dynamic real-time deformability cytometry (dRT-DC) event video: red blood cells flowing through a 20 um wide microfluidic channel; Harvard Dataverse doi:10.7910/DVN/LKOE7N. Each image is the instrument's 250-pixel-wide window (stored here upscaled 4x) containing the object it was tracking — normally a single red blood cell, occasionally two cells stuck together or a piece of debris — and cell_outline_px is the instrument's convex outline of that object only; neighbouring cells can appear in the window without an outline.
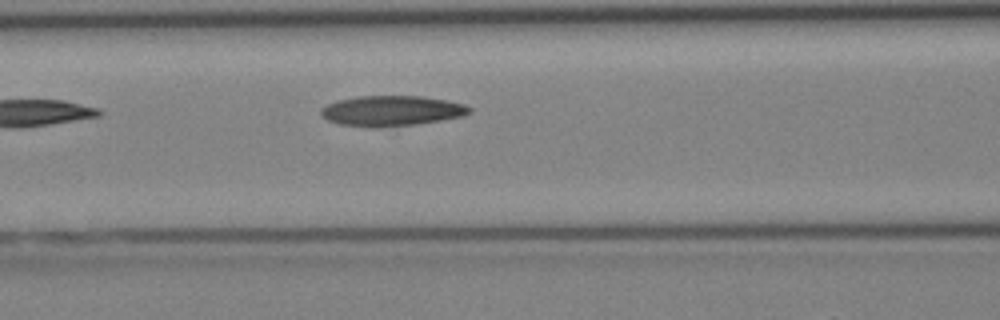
{"species": "Egyptian fruit bat (a non-hibernating species)", "species_latin": "Rousettus aegyptiacus", "temperature_condition": "cold", "stored_images_in_passage": 5, "camera_frame_rate_fps": 3000, "um_per_image_px": 0.085, "animal": {"sex": "female"}, "frame": {"image": 1, "passage_image": 5, "time_ms": 4.667, "image_size_px": [1000, 320], "cell_outline_px": [[472, 112], [460, 116], [440, 120], [416, 124], [340, 124], [328, 120], [320, 112], [320, 108], [336, 100], [360, 96], [424, 96], [448, 100], [464, 104], [472, 108]], "centroid_in_image_um": [33.34, 9.36], "position_along_channel_um": 133.3, "area_um2": 25.14}}